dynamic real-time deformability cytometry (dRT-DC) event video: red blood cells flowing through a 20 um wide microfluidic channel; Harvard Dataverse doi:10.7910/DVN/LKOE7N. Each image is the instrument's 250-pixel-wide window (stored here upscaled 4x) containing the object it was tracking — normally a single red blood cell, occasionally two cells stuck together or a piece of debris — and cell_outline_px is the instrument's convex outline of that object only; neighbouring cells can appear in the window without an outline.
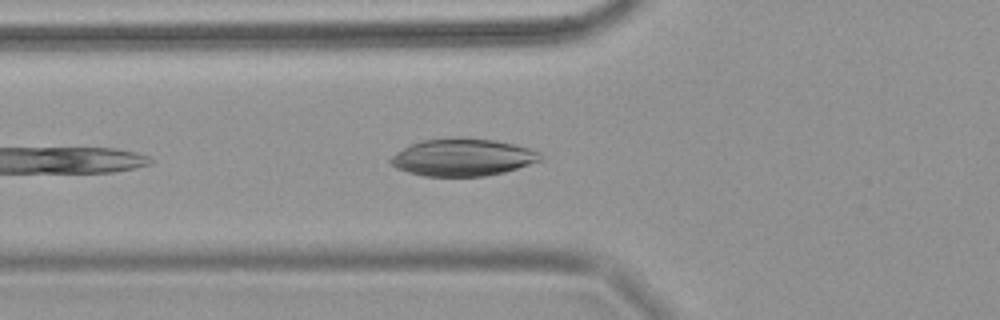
{"species": "common noctule bat (a hibernating species)", "species_latin": "Nyctalus noctula", "temperature_condition": "warm", "stored_images_in_passage": 4, "camera_frame_rate_fps": 3000, "um_per_image_px": 0.085, "animal": {"sex": "female", "body_mass_g": 18.4}, "frame": {"image": 1, "passage_image": 4, "time_ms": 1.0, "image_size_px": [1000, 320], "cell_outline_px": [[544, 160], [504, 172], [484, 176], [424, 176], [408, 172], [396, 168], [388, 160], [396, 152], [420, 140], [496, 140], [516, 144], [540, 152], [544, 156]], "centroid_in_image_um": [39.37, 13.41], "position_along_channel_um": 86.4, "area_um2": 31.91}}